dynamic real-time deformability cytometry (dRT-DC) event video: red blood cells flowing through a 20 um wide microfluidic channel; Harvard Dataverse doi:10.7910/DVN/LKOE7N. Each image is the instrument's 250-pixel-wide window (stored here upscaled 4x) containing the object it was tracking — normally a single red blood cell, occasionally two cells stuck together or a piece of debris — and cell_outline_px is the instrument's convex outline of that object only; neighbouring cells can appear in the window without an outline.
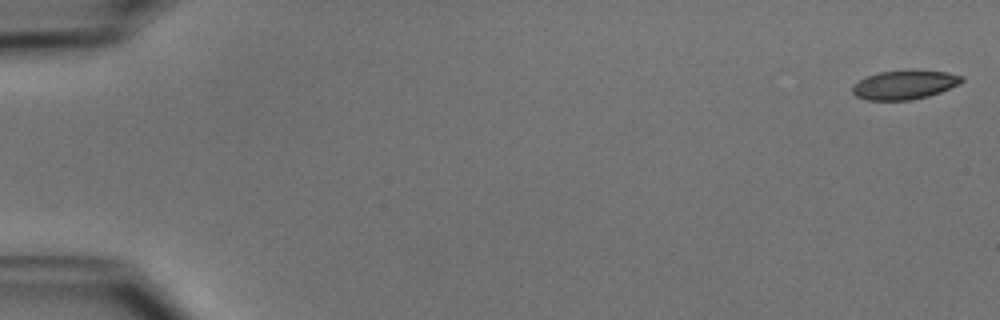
{"species": "common noctule bat (a hibernating species)", "species_latin": "Nyctalus noctula", "temperature_condition": "cold", "stored_images_in_passage": 9, "camera_frame_rate_fps": 3000, "um_per_image_px": 0.085, "animal": {"sex": "male", "body_mass_g": 15.6}, "frame": {"image": 1, "passage_image": 1, "time_ms": 0.0, "image_size_px": [1000, 320], "cell_outline_px": [[964, 80], [960, 84], [940, 92], [928, 96], [912, 100], [868, 100], [856, 96], [852, 92], [852, 84], [868, 76], [880, 72], [912, 68], [916, 68], [948, 72], [964, 76]], "centroid_in_image_um": [76.93, 7.17], "position_along_channel_um": 8.1, "area_um2": 19.02}}